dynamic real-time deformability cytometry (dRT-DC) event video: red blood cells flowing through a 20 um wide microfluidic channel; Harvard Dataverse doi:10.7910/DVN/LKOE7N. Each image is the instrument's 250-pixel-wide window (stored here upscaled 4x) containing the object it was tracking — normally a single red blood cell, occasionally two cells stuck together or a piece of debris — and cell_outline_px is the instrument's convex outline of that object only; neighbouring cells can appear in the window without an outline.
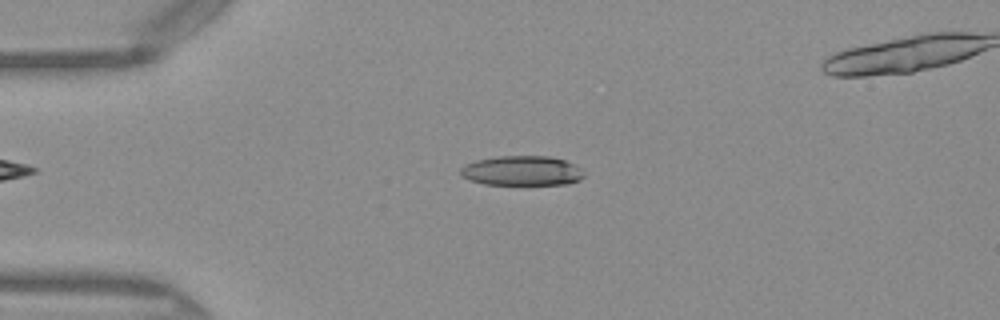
{"species": "Egyptian fruit bat (a non-hibernating species)", "species_latin": "Rousettus aegyptiacus", "temperature_condition": "warm", "stored_images_in_passage": 47, "camera_frame_rate_fps": 3000, "um_per_image_px": 0.085, "frame": {"image": 1, "passage_image": 10, "time_ms": 3.0, "image_size_px": [1000, 320], "cell_outline_px": [[584, 176], [580, 180], [568, 184], [484, 184], [460, 176], [460, 168], [464, 164], [476, 160], [496, 156], [548, 156], [564, 160], [572, 164], [584, 172]], "centroid_in_image_um": [44.33, 14.51], "position_along_channel_um": 40.7, "area_um2": 21.33}}
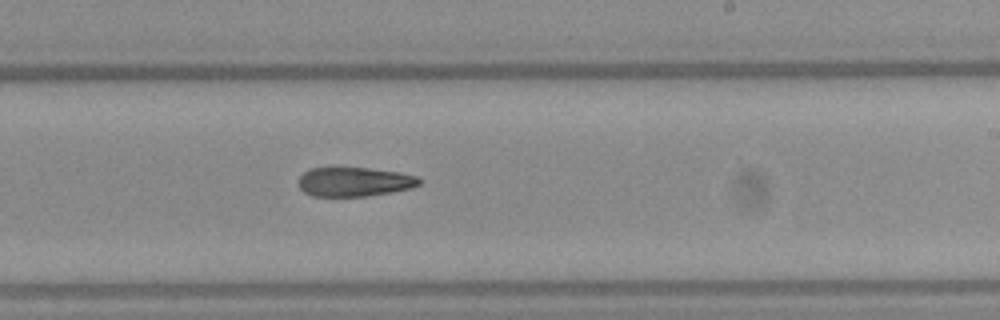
{"frame": {"image": 2, "passage_image": 28, "time_ms": 9.0, "image_size_px": [1000, 320], "cell_outline_px": [[420, 184], [408, 188], [368, 196], [312, 196], [304, 192], [300, 188], [300, 176], [304, 172], [312, 168], [368, 168], [400, 172], [416, 176], [420, 180]], "centroid_in_image_um": [30.1, 15.45], "position_along_channel_um": 258.9, "area_um2": 20.23}}
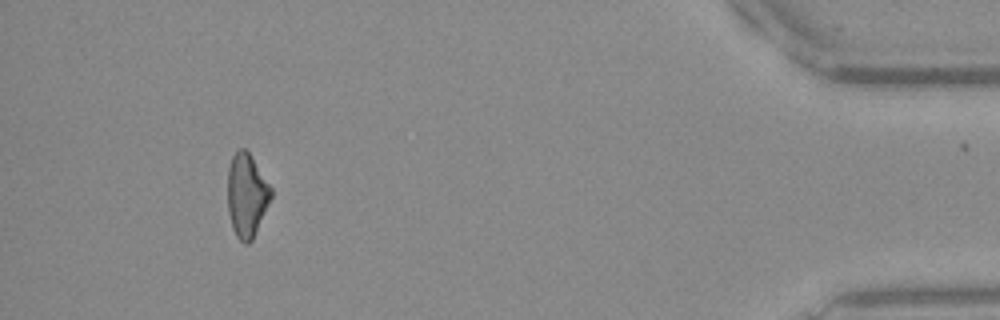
{"frame": {"image": 3, "passage_image": 44, "time_ms": 14.333, "image_size_px": [1000, 320], "cell_outline_px": [[272, 196], [252, 240], [248, 244], [244, 244], [236, 236], [232, 228], [228, 212], [228, 168], [232, 156], [240, 148], [244, 148], [248, 152], [272, 188]], "centroid_in_image_um": [20.96, 16.62], "position_along_channel_um": 414.2, "area_um2": 20.92}}